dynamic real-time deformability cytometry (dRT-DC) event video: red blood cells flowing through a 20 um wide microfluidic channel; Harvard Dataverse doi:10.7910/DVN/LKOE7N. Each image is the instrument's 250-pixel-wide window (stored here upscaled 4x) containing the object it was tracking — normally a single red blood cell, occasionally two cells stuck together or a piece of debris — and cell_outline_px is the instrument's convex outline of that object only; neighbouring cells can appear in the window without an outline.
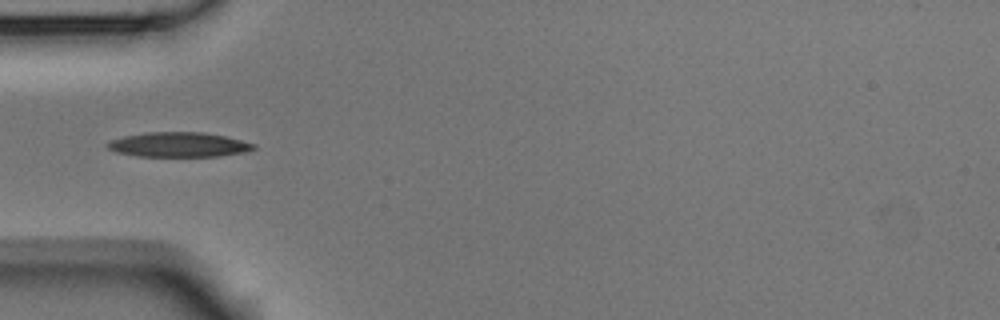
{"species": "Egyptian fruit bat (a non-hibernating species)", "species_latin": "Rousettus aegyptiacus", "temperature_condition": "room temperature", "stored_images_in_passage": 1, "camera_frame_rate_fps": 3000, "um_per_image_px": 0.085, "animal": {"sex": "male"}, "frame": {"image": 1, "passage_image": 1, "time_ms": 0.0, "image_size_px": [1000, 320], "cell_outline_px": [[256, 148], [248, 152], [220, 156], [136, 156], [116, 152], [108, 148], [104, 144], [108, 140], [124, 136], [148, 132], [204, 132], [224, 136], [256, 144]], "centroid_in_image_um": [15.18, 12.29], "position_along_channel_um": 69.8, "area_um2": 21.21}}